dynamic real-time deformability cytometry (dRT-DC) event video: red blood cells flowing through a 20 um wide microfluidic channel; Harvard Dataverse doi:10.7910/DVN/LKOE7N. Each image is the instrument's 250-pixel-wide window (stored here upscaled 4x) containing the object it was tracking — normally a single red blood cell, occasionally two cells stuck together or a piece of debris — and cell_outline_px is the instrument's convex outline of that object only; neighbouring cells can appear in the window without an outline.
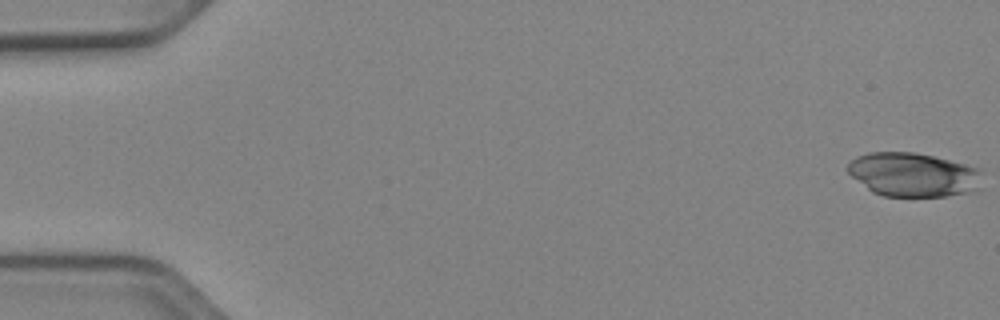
{"species": "Egyptian fruit bat (a non-hibernating species)", "species_latin": "Rousettus aegyptiacus", "temperature_condition": "cold", "stored_images_in_passage": 52, "camera_frame_rate_fps": 3000, "um_per_image_px": 0.085, "animal": {"sex": "female"}, "frame": {"image": 1, "passage_image": 1, "time_ms": 0.0, "image_size_px": [1000, 320], "cell_outline_px": [[980, 168], [968, 192], [948, 196], [884, 196], [872, 192], [852, 176], [848, 172], [848, 164], [856, 156], [868, 152], [912, 152], [932, 156]], "centroid_in_image_um": [77.47, 14.83], "position_along_channel_um": 7.5, "area_um2": 33.35}}
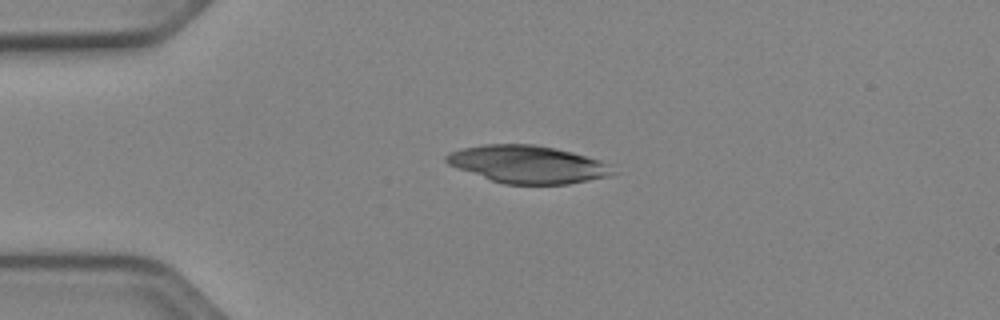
{"frame": {"image": 2, "passage_image": 13, "time_ms": 4.0, "image_size_px": [1000, 320], "cell_outline_px": [[620, 172], [608, 176], [568, 184], [504, 184], [492, 180], [448, 164], [444, 160], [444, 156], [448, 152], [460, 148], [484, 144], [536, 144], [556, 148], [572, 152], [600, 160], [612, 164]], "centroid_in_image_um": [44.91, 13.95], "position_along_channel_um": 40.1, "area_um2": 36.7}}